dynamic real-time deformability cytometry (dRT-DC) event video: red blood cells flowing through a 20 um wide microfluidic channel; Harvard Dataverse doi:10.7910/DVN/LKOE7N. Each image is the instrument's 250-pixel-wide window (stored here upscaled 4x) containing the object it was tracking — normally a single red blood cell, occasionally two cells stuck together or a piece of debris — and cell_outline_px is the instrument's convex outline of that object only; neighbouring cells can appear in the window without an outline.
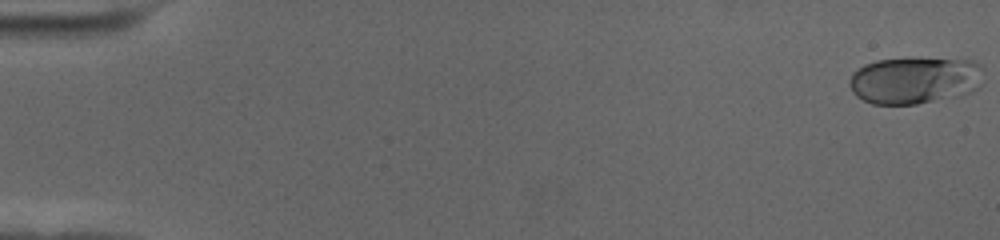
{"species": "human", "species_latin": "Homo sapiens", "temperature_condition": "cold", "stored_images_in_passage": 56, "camera_frame_rate_fps": 3000, "um_per_image_px": 0.085, "donor": {"sex": "female"}, "frame": {"image": 1, "passage_image": 1, "time_ms": 0.0, "image_size_px": [1000, 240], "cell_outline_px": [[984, 80], [980, 88], [972, 92], [916, 104], [872, 104], [856, 96], [852, 92], [848, 84], [852, 72], [864, 64], [876, 60], [972, 60], [980, 64], [984, 68]], "centroid_in_image_um": [77.77, 6.84], "position_along_channel_um": 7.2, "area_um2": 36.53}}
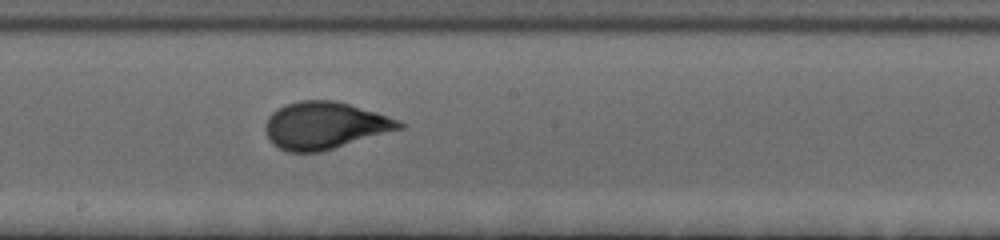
{"frame": {"image": 2, "passage_image": 32, "time_ms": 10.333, "image_size_px": [1000, 240], "cell_outline_px": [[404, 128], [320, 152], [288, 152], [272, 144], [264, 128], [264, 124], [268, 116], [276, 108], [300, 100], [332, 100], [348, 104], [376, 112], [388, 116], [404, 124]], "centroid_in_image_um": [27.57, 10.67], "position_along_channel_um": 220.6, "area_um2": 36.59}}
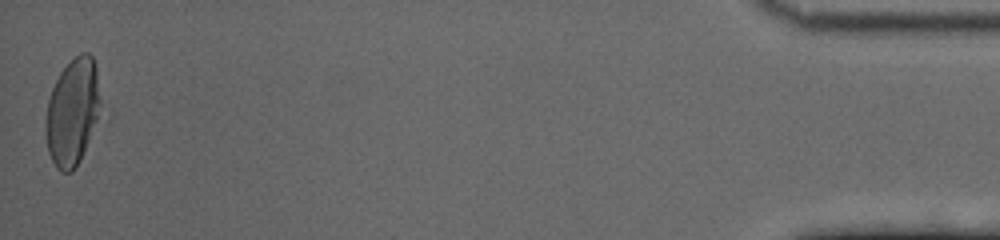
{"frame": {"image": 3, "passage_image": 56, "time_ms": 18.333, "image_size_px": [1000, 240], "cell_outline_px": [[112, 116], [72, 172], [60, 172], [56, 168], [48, 152], [44, 132], [44, 128], [48, 100], [52, 88], [60, 72], [80, 52], [88, 52], [92, 56], [112, 112]], "centroid_in_image_um": [6.41, 9.57], "position_along_channel_um": 428.8, "area_um2": 38.49}, "authors_computed_cell_mechanics": {"area_um2": 35.3158, "velocity_mm_per_s": 3.6521, "shape_relaxation_time_tau1_ms": 2.881, "shape_relaxation_time_tau2_ms": null, "deformation_change_tau1": 0.1529, "deformation_change_tau2": null}}